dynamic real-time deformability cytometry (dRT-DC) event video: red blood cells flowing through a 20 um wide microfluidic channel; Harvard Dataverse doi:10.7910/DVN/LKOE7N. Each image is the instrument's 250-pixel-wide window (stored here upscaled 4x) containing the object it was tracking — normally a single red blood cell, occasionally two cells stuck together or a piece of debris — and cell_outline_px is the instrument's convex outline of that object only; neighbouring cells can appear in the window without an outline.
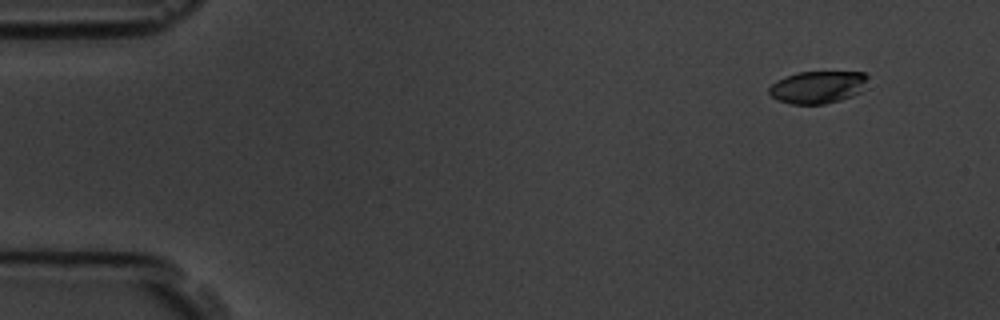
{"species": "common noctule bat (a hibernating species)", "species_latin": "Nyctalus noctula", "temperature_condition": "room temperature", "stored_images_in_passage": 5, "camera_frame_rate_fps": 3000, "um_per_image_px": 0.085, "animal": {"sex": "male", "body_mass_g": 19.5, "forearm_length_mm": 54.6}, "frame": {"image": 1, "passage_image": 2, "time_ms": 1.0, "image_size_px": [1000, 320], "cell_outline_px": [[868, 76], [860, 92], [852, 96], [840, 100], [824, 104], [792, 104], [776, 100], [768, 92], [768, 88], [776, 80], [784, 76], [796, 72], [864, 72]], "centroid_in_image_um": [69.45, 7.4], "position_along_channel_um": 15.5, "area_um2": 18.67}}
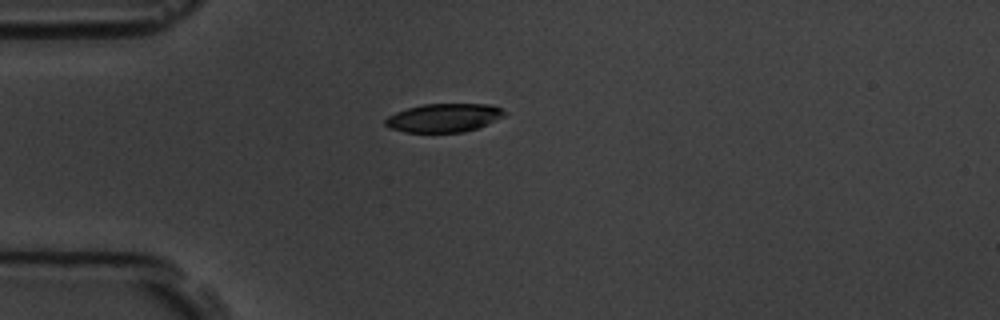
{"frame": {"image": 2, "passage_image": 5, "time_ms": 4.333, "image_size_px": [1000, 320], "cell_outline_px": [[508, 112], [504, 116], [488, 124], [464, 132], [404, 132], [392, 128], [384, 124], [384, 120], [388, 116], [396, 112], [408, 108], [424, 104], [492, 104]], "centroid_in_image_um": [37.75, 10.01], "position_along_channel_um": 47.2, "area_um2": 19.77}}